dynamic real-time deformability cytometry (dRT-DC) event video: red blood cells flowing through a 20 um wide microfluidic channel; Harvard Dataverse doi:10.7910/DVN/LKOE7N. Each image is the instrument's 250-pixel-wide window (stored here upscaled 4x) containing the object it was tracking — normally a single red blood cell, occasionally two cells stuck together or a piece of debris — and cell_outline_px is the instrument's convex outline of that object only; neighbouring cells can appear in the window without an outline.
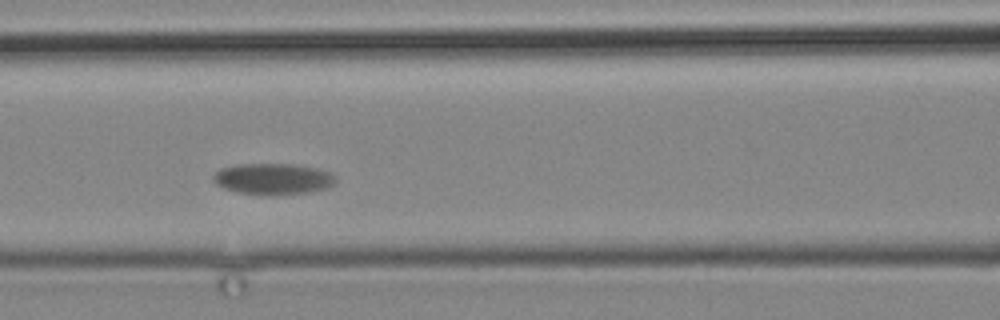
{"species": "common noctule bat (a hibernating species)", "species_latin": "Nyctalus noctula", "temperature_condition": "cold", "stored_images_in_passage": 8, "camera_frame_rate_fps": 3000, "um_per_image_px": 0.085, "animal": {"sex": "male", "body_mass_g": 19.2, "forearm_length_mm": 51.8}, "frame": {"image": 1, "passage_image": 7, "time_ms": 2.667, "image_size_px": [1000, 320], "cell_outline_px": [[336, 180], [328, 188], [308, 192], [280, 196], [264, 196], [240, 192], [224, 188], [216, 184], [212, 180], [212, 176], [220, 168], [236, 164], [296, 164], [316, 168], [332, 172], [336, 176]], "centroid_in_image_um": [23.22, 15.21], "position_along_channel_um": 143.4, "area_um2": 22.72}}
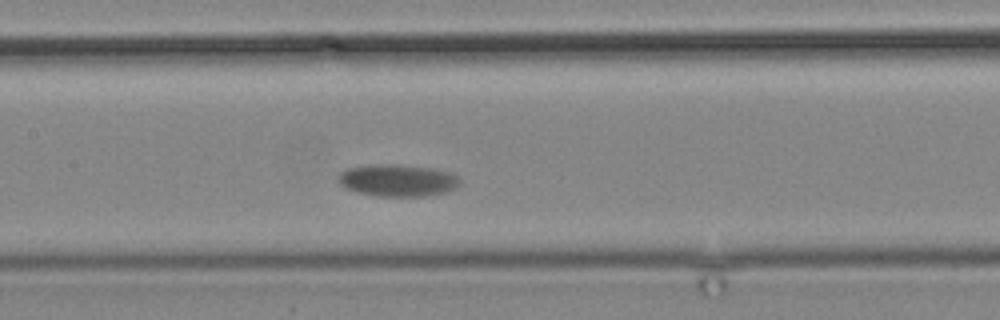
{"frame": {"image": 2, "passage_image": 8, "time_ms": 3.667, "image_size_px": [1000, 320], "cell_outline_px": [[460, 184], [456, 188], [448, 192], [424, 196], [376, 196], [356, 192], [344, 188], [336, 180], [340, 172], [348, 168], [372, 164], [396, 164], [432, 168], [448, 172], [456, 176], [460, 180]], "centroid_in_image_um": [33.77, 15.33], "position_along_channel_um": 173.6, "area_um2": 22.95}}